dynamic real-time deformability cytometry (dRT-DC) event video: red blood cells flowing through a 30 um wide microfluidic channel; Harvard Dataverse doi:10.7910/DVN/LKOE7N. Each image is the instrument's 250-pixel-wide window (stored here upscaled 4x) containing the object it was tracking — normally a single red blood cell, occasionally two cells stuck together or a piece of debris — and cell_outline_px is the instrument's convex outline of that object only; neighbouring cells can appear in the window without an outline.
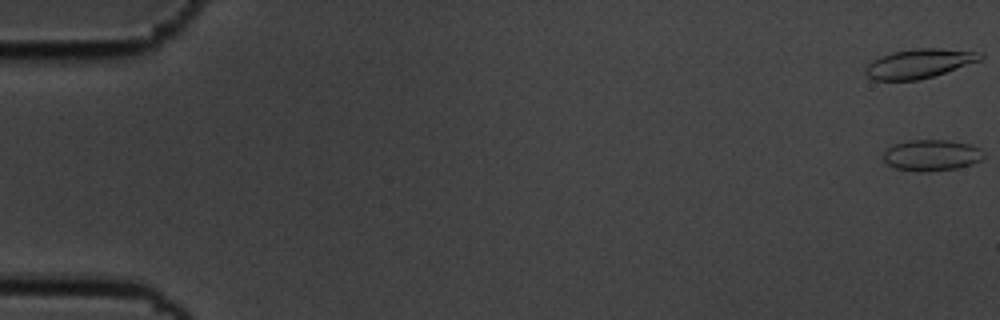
{"species": "common noctule bat (a hibernating species)", "species_latin": "Nyctalus noctula", "temperature_condition": "cold", "stored_images_in_passage": 57, "camera_frame_rate_fps": 3000, "um_per_image_px": 0.085, "animal": {"sex": "male", "body_mass_g": 19.5, "forearm_length_mm": 54.6}, "frame": {"image": 1, "passage_image": 1, "time_ms": 0.0, "image_size_px": [1000, 320], "cell_outline_px": [[984, 56], [980, 60], [920, 80], [876, 80], [868, 76], [864, 72], [864, 68], [872, 60], [880, 56], [892, 52], [916, 48], [940, 48], [976, 52]], "centroid_in_image_um": [78.06, 5.4], "position_along_channel_um": 6.9, "area_um2": 19.25}}